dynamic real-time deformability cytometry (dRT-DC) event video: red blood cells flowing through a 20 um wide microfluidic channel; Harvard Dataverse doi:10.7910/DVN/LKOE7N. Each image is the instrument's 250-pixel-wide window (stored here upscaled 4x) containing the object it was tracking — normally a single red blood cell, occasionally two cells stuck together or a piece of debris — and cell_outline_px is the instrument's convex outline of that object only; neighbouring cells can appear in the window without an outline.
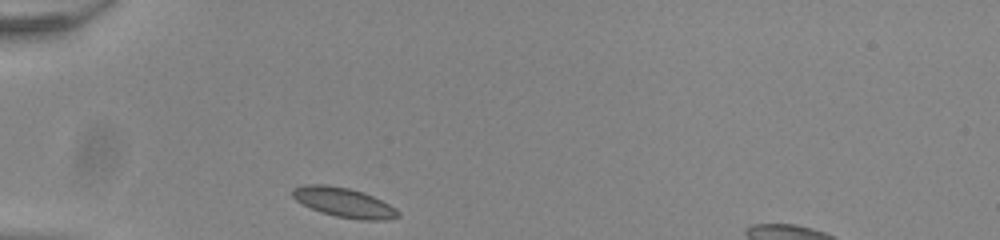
{"species": "common noctule bat (a hibernating species)", "species_latin": "Nyctalus noctula", "temperature_condition": "room temperature", "stored_images_in_passage": 29, "camera_frame_rate_fps": 3000, "um_per_image_px": 0.085, "animal": {"sex": "male", "body_mass_g": 20.0, "forearm_length_mm": 53.3}, "frame": {"image": 1, "passage_image": 1, "time_ms": 0.0, "image_size_px": [1000, 240], "cell_outline_px": [[400, 216], [388, 220], [360, 220], [336, 216], [320, 212], [296, 200], [292, 196], [292, 188], [304, 184], [324, 184], [348, 188], [364, 192], [396, 208], [400, 212]], "centroid_in_image_um": [29.24, 17.21], "position_along_channel_um": 55.8, "area_um2": 18.15}}
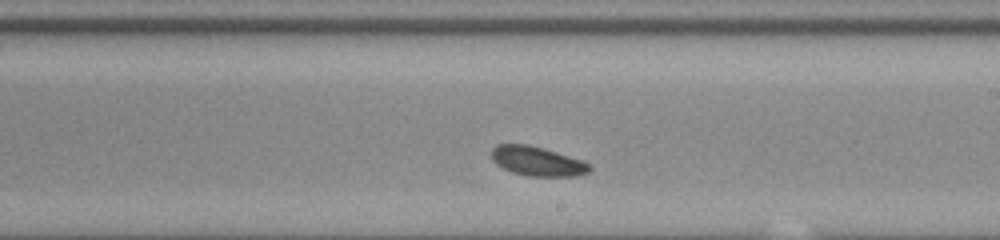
{"frame": {"image": 2, "passage_image": 17, "time_ms": 5.333, "image_size_px": [1000, 240], "cell_outline_px": [[592, 168], [588, 172], [576, 176], [528, 176], [512, 172], [496, 164], [492, 160], [492, 148], [496, 144], [528, 144], [544, 148], [592, 164]], "centroid_in_image_um": [45.66, 13.7], "position_along_channel_um": 243.3, "area_um2": 16.76}}
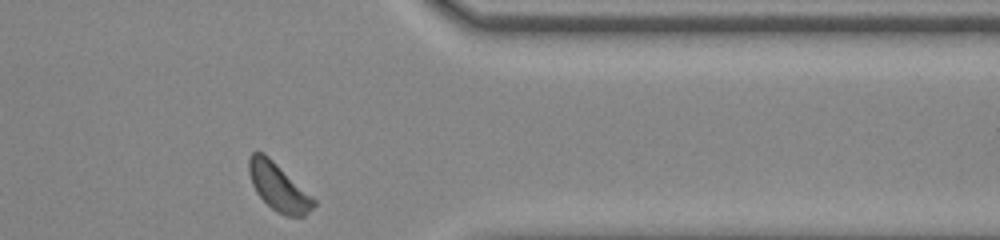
{"frame": {"image": 3, "passage_image": 29, "time_ms": 9.333, "image_size_px": [1000, 240], "cell_outline_px": [[316, 204], [304, 216], [284, 216], [276, 212], [256, 192], [252, 184], [248, 172], [248, 160], [252, 152], [264, 152], [316, 200]], "centroid_in_image_um": [23.65, 15.89], "position_along_channel_um": 387.7, "area_um2": 17.74}, "authors_computed_cell_mechanics": {"area_um2": 17.051, "velocity_mm_per_s": 3.8119, "shape_relaxation_time_tau1_ms": 2.0789, "shape_relaxation_time_tau2_ms": null, "deformation_change_tau1": 0.03, "deformation_change_tau2": null}}